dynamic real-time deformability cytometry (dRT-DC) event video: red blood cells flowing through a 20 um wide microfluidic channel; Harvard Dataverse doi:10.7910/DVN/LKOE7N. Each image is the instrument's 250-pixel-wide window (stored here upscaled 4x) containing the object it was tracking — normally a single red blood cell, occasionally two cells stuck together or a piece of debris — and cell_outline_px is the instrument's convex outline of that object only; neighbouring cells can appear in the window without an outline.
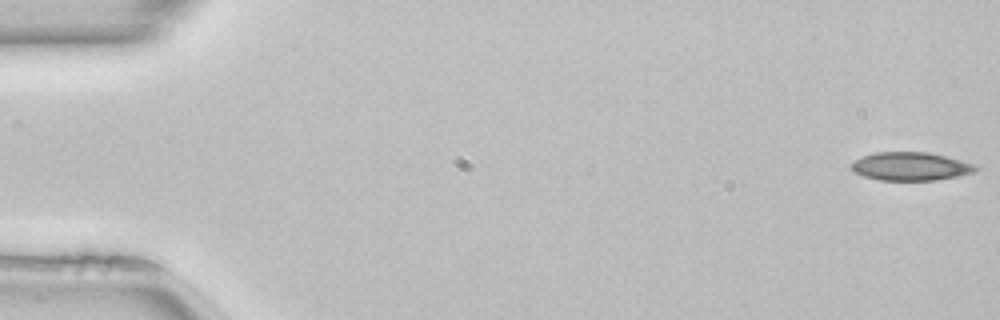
{"species": "common noctule bat (a hibernating species)", "species_latin": "Nyctalus noctula", "temperature_condition": "room temperature", "stored_images_in_passage": 50, "camera_frame_rate_fps": 3000, "um_per_image_px": 0.085, "animal": {"sex": "female", "body_mass_g": 22.7, "forearm_length_mm": 54.2}, "frame": {"image": 1, "passage_image": 1, "time_ms": 0.0, "image_size_px": [1000, 320], "cell_outline_px": [[980, 168], [972, 172], [956, 176], [936, 180], [880, 180], [864, 176], [856, 172], [848, 164], [852, 160], [876, 152], [928, 152], [960, 160], [972, 164]], "centroid_in_image_um": [77.35, 14.13], "position_along_channel_um": 7.7, "area_um2": 20.29}}
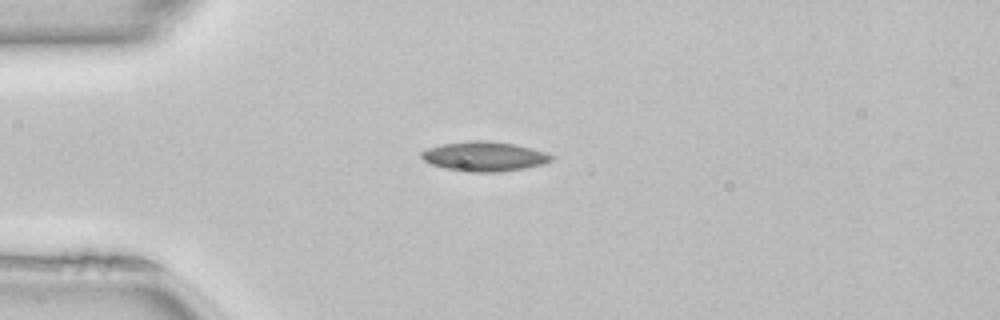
{"frame": {"image": 2, "passage_image": 13, "time_ms": 4.0, "image_size_px": [1000, 320], "cell_outline_px": [[556, 156], [552, 160], [544, 164], [524, 168], [500, 172], [472, 172], [444, 168], [432, 164], [424, 160], [420, 156], [420, 152], [428, 148], [440, 144], [476, 140], [488, 140], [516, 144], [532, 148]], "centroid_in_image_um": [41.18, 13.29], "position_along_channel_um": 43.8, "area_um2": 22.54}}
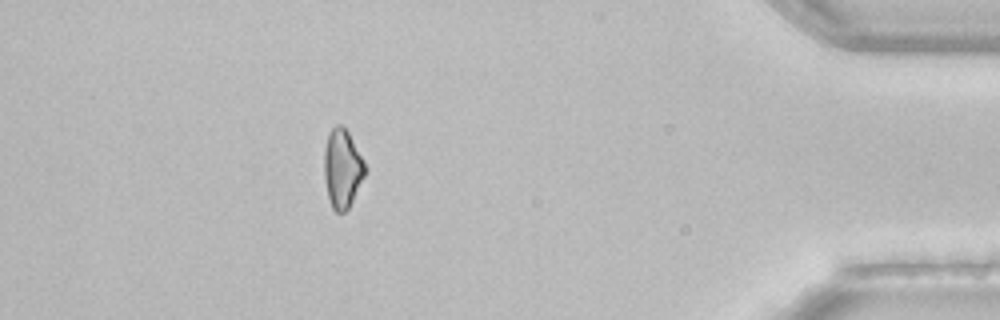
{"frame": {"image": 3, "passage_image": 45, "time_ms": 14.667, "image_size_px": [1000, 320], "cell_outline_px": [[368, 172], [348, 208], [344, 212], [336, 212], [332, 208], [328, 196], [324, 176], [324, 148], [328, 132], [336, 124], [340, 124], [348, 132], [364, 160], [368, 168]], "centroid_in_image_um": [29.11, 14.31], "position_along_channel_um": 406.1, "area_um2": 19.02}}